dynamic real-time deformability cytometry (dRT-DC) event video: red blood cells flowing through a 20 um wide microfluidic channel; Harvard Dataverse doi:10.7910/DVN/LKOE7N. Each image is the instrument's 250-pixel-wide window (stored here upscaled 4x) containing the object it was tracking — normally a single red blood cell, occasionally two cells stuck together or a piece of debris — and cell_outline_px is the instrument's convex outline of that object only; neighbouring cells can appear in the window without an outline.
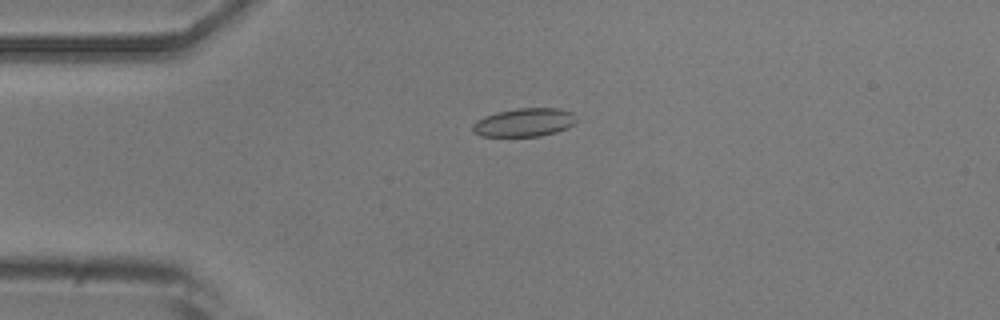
{"species": "common noctule bat (a hibernating species)", "species_latin": "Nyctalus noctula", "temperature_condition": "room temperature", "stored_images_in_passage": 2, "camera_frame_rate_fps": 3000, "um_per_image_px": 0.085, "animal": {"sex": "male", "body_mass_g": 20.5, "forearm_length_mm": 52.5}, "frame": {"image": 1, "passage_image": 1, "time_ms": 0.0, "image_size_px": [1000, 320], "cell_outline_px": [[576, 120], [568, 128], [556, 132], [540, 136], [480, 136], [472, 132], [472, 124], [476, 120], [484, 116], [496, 112], [516, 108], [560, 108], [572, 112], [576, 116]], "centroid_in_image_um": [44.54, 10.4], "position_along_channel_um": 40.5, "area_um2": 17.34}}